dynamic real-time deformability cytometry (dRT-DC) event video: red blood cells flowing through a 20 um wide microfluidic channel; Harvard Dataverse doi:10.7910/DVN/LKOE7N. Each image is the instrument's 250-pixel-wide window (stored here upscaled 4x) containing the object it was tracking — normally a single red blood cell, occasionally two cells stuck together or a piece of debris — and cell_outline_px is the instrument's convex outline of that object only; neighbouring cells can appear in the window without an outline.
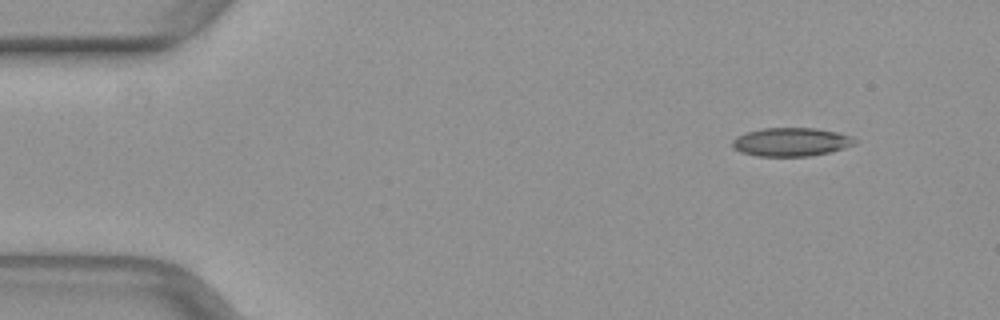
{"species": "common noctule bat (a hibernating species)", "species_latin": "Nyctalus noctula", "temperature_condition": "warm", "stored_images_in_passage": 46, "camera_frame_rate_fps": 3000, "um_per_image_px": 0.085, "animal": {"sex": "female", "body_mass_g": 29.2, "forearm_length_mm": 56.3}, "frame": {"image": 1, "passage_image": 1, "time_ms": 0.0, "image_size_px": [1000, 320], "cell_outline_px": [[856, 140], [852, 144], [828, 152], [808, 156], [756, 156], [740, 152], [732, 148], [732, 140], [736, 136], [748, 132], [764, 128], [816, 128], [836, 132], [852, 136]], "centroid_in_image_um": [67.17, 12.06], "position_along_channel_um": 17.8, "area_um2": 20.11}}
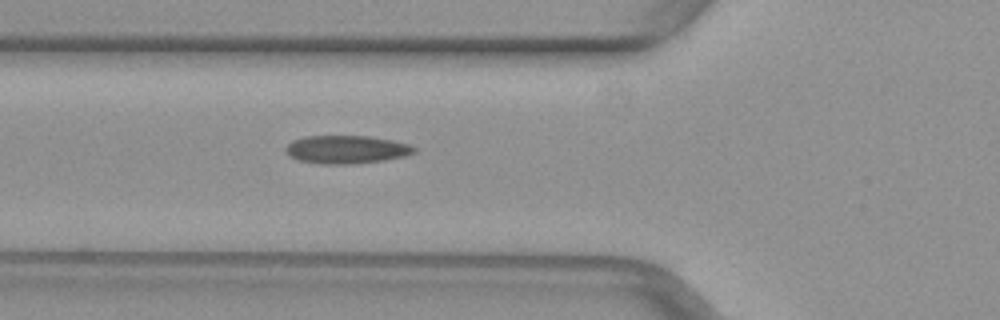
{"frame": {"image": 2, "passage_image": 14, "time_ms": 4.333, "image_size_px": [1000, 320], "cell_outline_px": [[416, 152], [404, 156], [384, 160], [352, 164], [320, 164], [300, 160], [284, 152], [284, 148], [292, 140], [304, 136], [368, 136], [392, 140], [408, 144], [416, 148]], "centroid_in_image_um": [29.43, 12.7], "position_along_channel_um": 96.4, "area_um2": 21.04}}
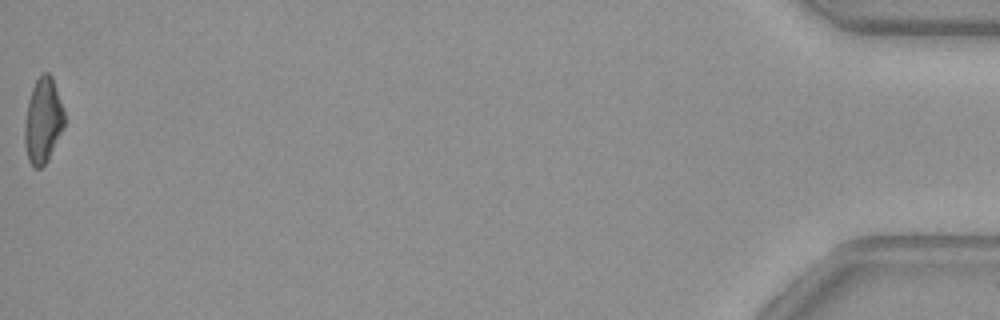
{"frame": {"image": 3, "passage_image": 46, "time_ms": 15.0, "image_size_px": [1000, 320], "cell_outline_px": [[64, 128], [48, 160], [40, 168], [32, 168], [28, 160], [24, 144], [24, 124], [28, 100], [32, 88], [36, 80], [44, 72], [48, 72], [52, 76], [64, 112]], "centroid_in_image_um": [3.64, 10.28], "position_along_channel_um": 431.6, "area_um2": 19.83}}